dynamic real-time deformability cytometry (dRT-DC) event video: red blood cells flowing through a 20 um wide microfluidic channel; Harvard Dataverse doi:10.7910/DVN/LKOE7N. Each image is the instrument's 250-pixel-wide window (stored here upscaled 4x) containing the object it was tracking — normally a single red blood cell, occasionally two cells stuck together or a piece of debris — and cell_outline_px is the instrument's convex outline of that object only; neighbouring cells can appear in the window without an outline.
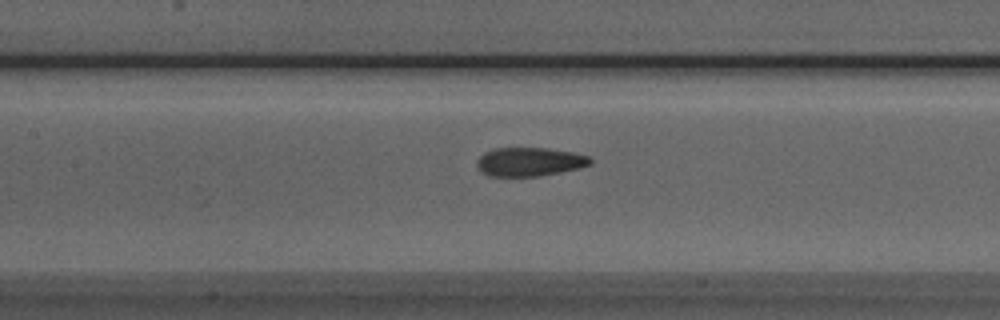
{"species": "Egyptian fruit bat (a non-hibernating species)", "species_latin": "Rousettus aegyptiacus", "temperature_condition": "room temperature", "stored_images_in_passage": 42, "camera_frame_rate_fps": 3000, "um_per_image_px": 0.085, "animal": {"sex": "male"}, "frame": {"image": 1, "passage_image": 14, "time_ms": 4.333, "image_size_px": [1000, 320], "cell_outline_px": [[592, 164], [580, 168], [540, 176], [488, 176], [480, 172], [476, 164], [476, 160], [484, 152], [496, 148], [548, 148], [572, 152], [592, 156]], "centroid_in_image_um": [45.02, 13.75], "position_along_channel_um": 162.4, "area_um2": 19.25}}
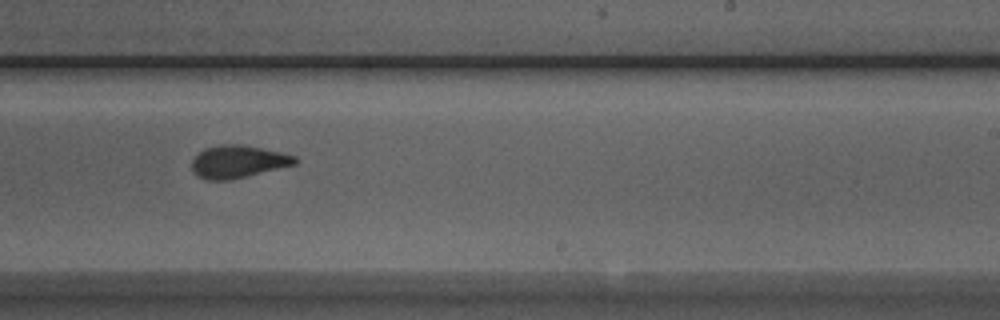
{"frame": {"image": 2, "passage_image": 22, "time_ms": 7.0, "image_size_px": [1000, 320], "cell_outline_px": [[296, 164], [232, 180], [204, 180], [196, 176], [192, 172], [192, 160], [204, 148], [220, 144], [240, 144], [280, 152], [296, 156]], "centroid_in_image_um": [20.19, 13.75], "position_along_channel_um": 268.8, "area_um2": 19.65}}
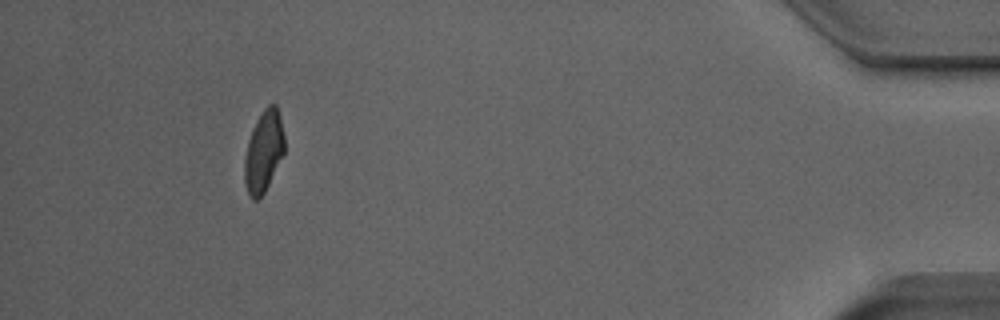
{"frame": {"image": 3, "passage_image": 38, "time_ms": 12.333, "image_size_px": [1000, 320], "cell_outline_px": [[284, 152], [264, 192], [256, 200], [252, 200], [244, 184], [244, 160], [248, 140], [252, 128], [256, 120], [264, 108], [268, 104], [276, 104], [280, 116], [284, 136]], "centroid_in_image_um": [22.39, 12.84], "position_along_channel_um": 412.8, "area_um2": 18.79}, "authors_computed_cell_mechanics": {"area_um2": 19.7387, "velocity_mm_per_s": 4.0086, "shape_relaxation_time_tau1_ms": 4.7982, "shape_relaxation_time_tau2_ms": 1.3912, "deformation_change_tau1": 0.1618, "deformation_change_tau2": 0.0777}}